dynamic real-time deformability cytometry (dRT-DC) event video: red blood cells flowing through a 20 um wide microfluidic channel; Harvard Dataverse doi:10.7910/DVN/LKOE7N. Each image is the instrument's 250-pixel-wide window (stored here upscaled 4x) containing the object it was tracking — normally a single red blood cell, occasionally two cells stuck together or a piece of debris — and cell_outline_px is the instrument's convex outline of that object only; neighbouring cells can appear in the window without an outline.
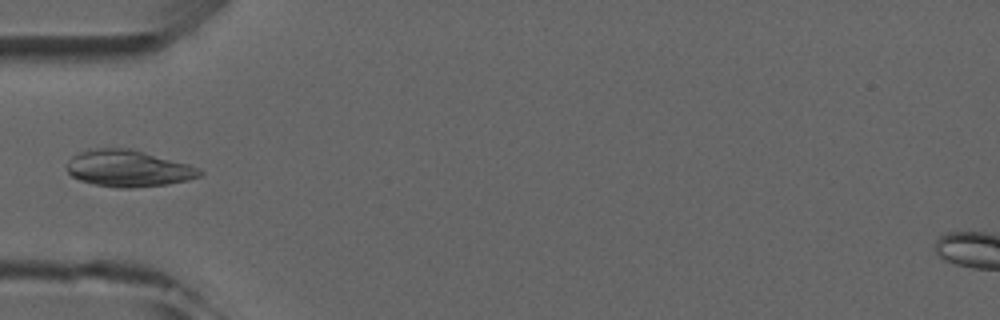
{"species": "common noctule bat (a hibernating species)", "species_latin": "Nyctalus noctula", "temperature_condition": "room temperature", "stored_images_in_passage": 5, "camera_frame_rate_fps": 3000, "um_per_image_px": 0.085, "animal": {"sex": "male", "forearm_length_mm": 52.5}, "frame": {"image": 1, "passage_image": 5, "time_ms": 4.667, "image_size_px": [1000, 320], "cell_outline_px": [[204, 172], [200, 176], [188, 180], [168, 184], [132, 188], [116, 188], [92, 184], [80, 180], [72, 176], [68, 172], [68, 160], [72, 156], [80, 152], [96, 148], [128, 148], [144, 152], [188, 164], [200, 168]], "centroid_in_image_um": [10.91, 14.33], "position_along_channel_um": 74.1, "area_um2": 28.32}}